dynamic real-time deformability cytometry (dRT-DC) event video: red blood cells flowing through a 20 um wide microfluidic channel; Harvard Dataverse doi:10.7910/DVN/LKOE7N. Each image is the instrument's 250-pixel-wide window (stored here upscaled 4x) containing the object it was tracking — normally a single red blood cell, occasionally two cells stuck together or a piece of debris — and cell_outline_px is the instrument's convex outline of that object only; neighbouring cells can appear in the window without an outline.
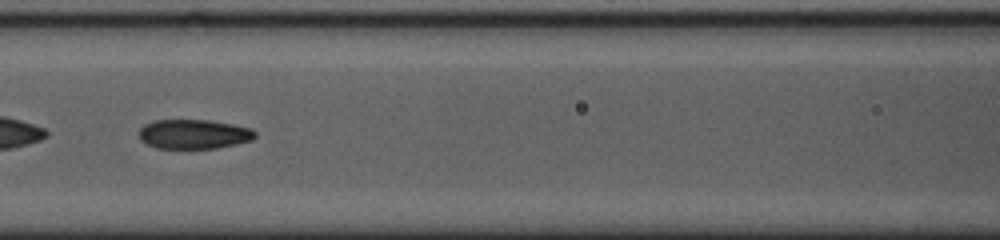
{"species": "common noctule bat (a hibernating species)", "species_latin": "Nyctalus noctula", "temperature_condition": "cold", "stored_images_in_passage": 38, "camera_frame_rate_fps": 3000, "um_per_image_px": 0.085, "animal": {"sex": "female", "body_mass_g": 23.0, "forearm_length_mm": 53.4}, "frame": {"image": 1, "passage_image": 12, "time_ms": 3.667, "image_size_px": [1000, 240], "cell_outline_px": [[256, 136], [252, 140], [236, 144], [216, 148], [156, 148], [140, 140], [140, 128], [144, 124], [152, 120], [208, 120], [232, 124], [252, 128], [256, 132]], "centroid_in_image_um": [16.48, 11.39], "position_along_channel_um": 150.1, "area_um2": 19.94}}
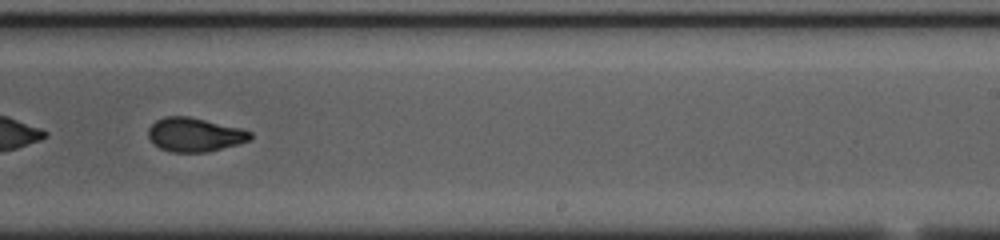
{"frame": {"image": 2, "passage_image": 22, "time_ms": 7.0, "image_size_px": [1000, 240], "cell_outline_px": [[252, 136], [248, 140], [236, 144], [208, 152], [168, 152], [152, 144], [148, 136], [148, 128], [156, 120], [164, 116], [188, 116], [240, 128], [252, 132]], "centroid_in_image_um": [16.49, 11.45], "position_along_channel_um": 272.5, "area_um2": 20.11}, "authors_computed_cell_mechanics": {"area_um2": 20.6924, "velocity_mm_per_s": 3.6883, "shape_relaxation_time_tau1_ms": 7.8599, "shape_relaxation_time_tau2_ms": 1.917, "deformation_change_tau1": 0.2273, "deformation_change_tau2": 0.065}}